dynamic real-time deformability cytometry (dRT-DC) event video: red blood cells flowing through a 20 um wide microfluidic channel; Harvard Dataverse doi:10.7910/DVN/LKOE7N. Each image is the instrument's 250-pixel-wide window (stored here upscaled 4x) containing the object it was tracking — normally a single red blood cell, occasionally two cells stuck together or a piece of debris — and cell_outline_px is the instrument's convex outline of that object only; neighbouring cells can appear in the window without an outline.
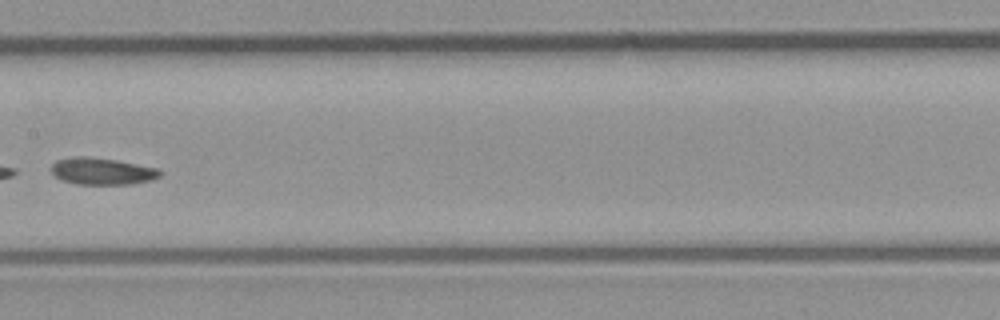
{"species": "common noctule bat (a hibernating species)", "species_latin": "Nyctalus noctula", "temperature_condition": "room temperature", "stored_images_in_passage": 8, "camera_frame_rate_fps": 3000, "um_per_image_px": 0.085, "animal": {"sex": "male", "body_mass_g": 23.1, "forearm_length_mm": 52.7}, "frame": {"image": 1, "passage_image": 6, "time_ms": 6.667, "image_size_px": [1000, 320], "cell_outline_px": [[164, 172], [160, 176], [152, 180], [132, 184], [76, 184], [60, 180], [52, 172], [52, 164], [56, 160], [72, 156], [84, 156], [116, 160], [156, 168]], "centroid_in_image_um": [8.67, 14.56], "position_along_channel_um": 198.7, "area_um2": 17.05}}
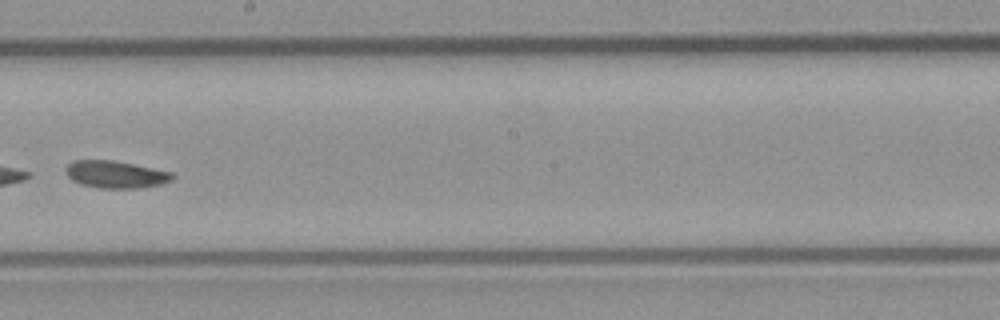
{"frame": {"image": 2, "passage_image": 7, "time_ms": 7.667, "image_size_px": [1000, 320], "cell_outline_px": [[176, 176], [172, 180], [164, 184], [140, 188], [100, 188], [80, 184], [72, 180], [68, 176], [64, 168], [72, 160], [116, 160], [172, 172]], "centroid_in_image_um": [9.85, 14.82], "position_along_channel_um": 238.3, "area_um2": 17.22}}
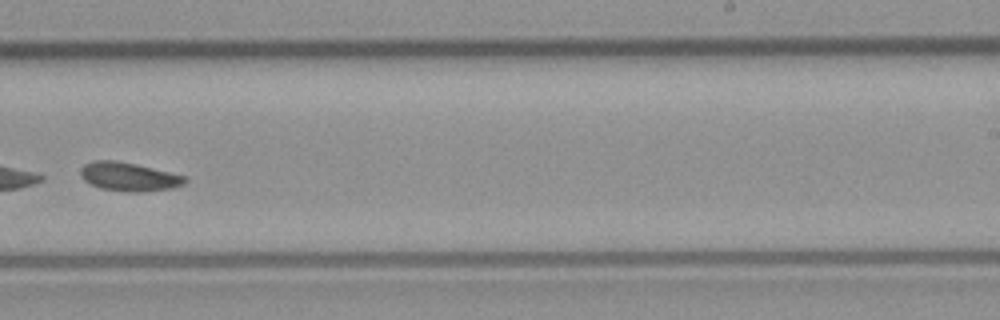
{"frame": {"image": 3, "passage_image": 8, "time_ms": 8.667, "image_size_px": [1000, 320], "cell_outline_px": [[188, 180], [184, 184], [172, 188], [140, 192], [124, 192], [100, 188], [84, 180], [80, 176], [80, 168], [84, 164], [92, 160], [116, 160], [136, 164], [188, 176]], "centroid_in_image_um": [10.96, 15.01], "position_along_channel_um": 278.0, "area_um2": 17.69}}